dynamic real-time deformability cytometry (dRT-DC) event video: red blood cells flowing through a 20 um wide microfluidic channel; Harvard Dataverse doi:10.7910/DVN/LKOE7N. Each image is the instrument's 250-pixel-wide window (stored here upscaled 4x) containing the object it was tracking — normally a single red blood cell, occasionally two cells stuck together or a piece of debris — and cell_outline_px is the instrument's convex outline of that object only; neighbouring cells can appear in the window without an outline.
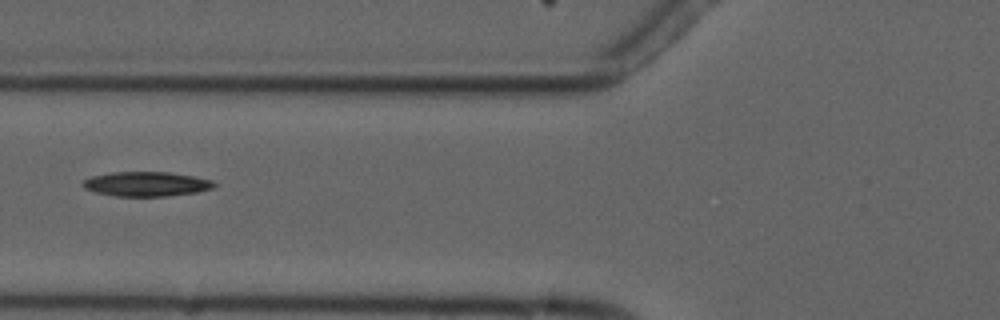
{"species": "common noctule bat (a hibernating species)", "species_latin": "Nyctalus noctula", "temperature_condition": "cold", "stored_images_in_passage": 6, "camera_frame_rate_fps": 3000, "um_per_image_px": 0.085, "animal": {"sex": "male", "forearm_length_mm": 52.5}, "frame": {"image": 1, "passage_image": 3, "time_ms": 2.333, "image_size_px": [1000, 320], "cell_outline_px": [[216, 184], [212, 188], [196, 192], [168, 196], [116, 196], [96, 192], [84, 188], [80, 184], [84, 180], [92, 176], [112, 172], [168, 172], [192, 176], [212, 180]], "centroid_in_image_um": [12.41, 15.64], "position_along_channel_um": 113.4, "area_um2": 18.67}}
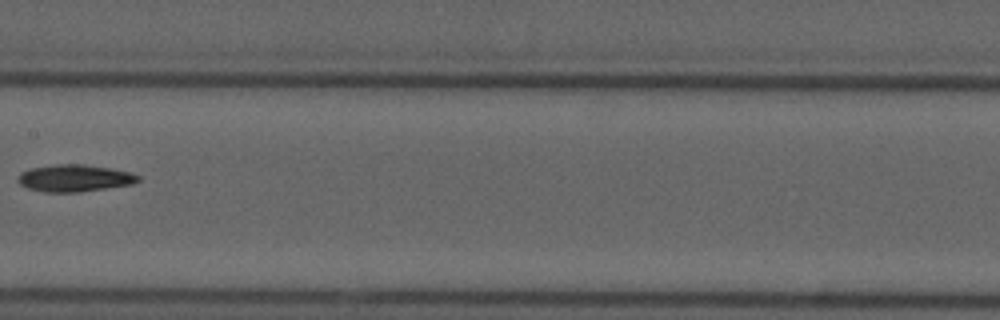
{"frame": {"image": 2, "passage_image": 5, "time_ms": 4.667, "image_size_px": [1000, 320], "cell_outline_px": [[140, 180], [132, 184], [80, 192], [44, 192], [28, 188], [20, 184], [16, 180], [20, 172], [32, 168], [56, 164], [84, 164], [112, 168], [132, 172], [140, 176]], "centroid_in_image_um": [6.35, 15.13], "position_along_channel_um": 201.1, "area_um2": 19.07}}
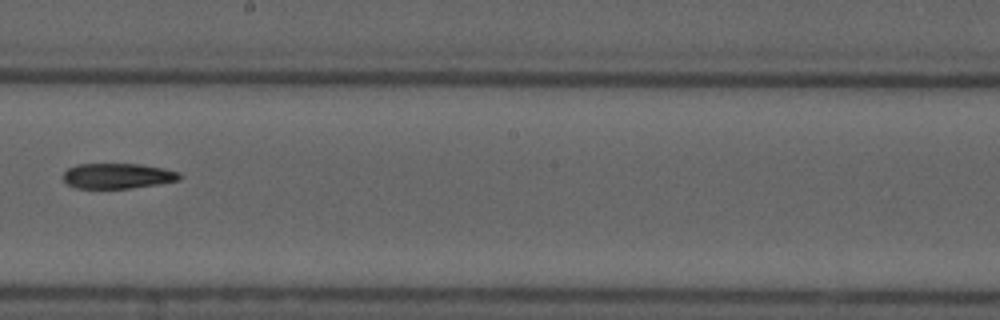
{"frame": {"image": 3, "passage_image": 6, "time_ms": 5.667, "image_size_px": [1000, 320], "cell_outline_px": [[184, 176], [180, 180], [156, 184], [128, 188], [76, 188], [68, 184], [64, 180], [64, 172], [68, 168], [76, 164], [140, 164], [164, 168], [180, 172]], "centroid_in_image_um": [10.03, 14.94], "position_along_channel_um": 238.2, "area_um2": 17.17}}